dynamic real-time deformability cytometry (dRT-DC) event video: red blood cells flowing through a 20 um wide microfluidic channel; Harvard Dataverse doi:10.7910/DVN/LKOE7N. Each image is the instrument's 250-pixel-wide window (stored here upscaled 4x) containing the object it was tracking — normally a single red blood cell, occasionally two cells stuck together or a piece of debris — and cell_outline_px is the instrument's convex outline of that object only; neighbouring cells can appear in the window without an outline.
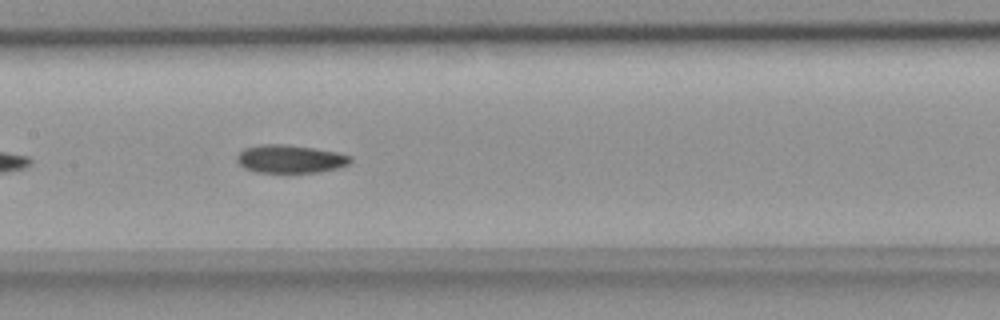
{"species": "common noctule bat (a hibernating species)", "species_latin": "Nyctalus noctula", "temperature_condition": "room temperature", "stored_images_in_passage": 39, "segment_of_instrument_passage": [1, 2], "camera_frame_rate_fps": 3000, "um_per_image_px": 0.085, "animal": {"sex": "female", "body_mass_g": 18.4}, "frame": {"image": 1, "passage_image": 11, "time_ms": 3.333, "image_size_px": [1000, 320], "cell_outline_px": [[352, 160], [348, 164], [340, 168], [320, 172], [256, 172], [244, 168], [236, 160], [236, 156], [244, 148], [260, 144], [284, 144], [312, 148], [336, 152], [352, 156]], "centroid_in_image_um": [24.67, 13.51], "position_along_channel_um": 182.7, "area_um2": 18.61}}
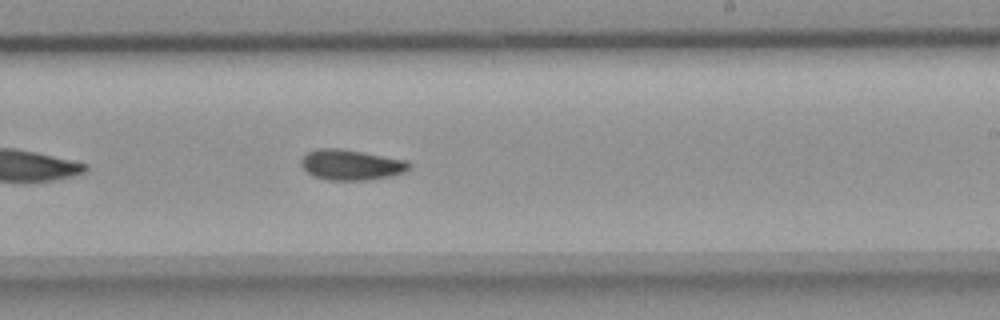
{"frame": {"image": 2, "passage_image": 17, "time_ms": 5.333, "image_size_px": [1000, 320], "cell_outline_px": [[412, 168], [404, 172], [388, 176], [368, 180], [328, 180], [312, 176], [300, 164], [300, 160], [308, 152], [316, 148], [340, 148], [408, 160], [412, 164]], "centroid_in_image_um": [29.86, 14.0], "position_along_channel_um": 259.1, "area_um2": 19.31}}
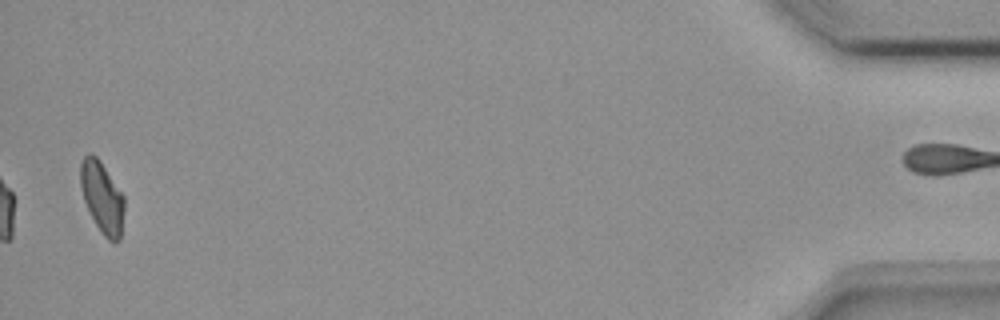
{"frame": {"image": 3, "passage_image": 37, "time_ms": 12.0, "image_size_px": [1000, 320], "cell_outline_px": [[124, 212], [120, 240], [116, 244], [108, 240], [104, 236], [96, 224], [84, 200], [80, 184], [80, 164], [84, 156], [88, 152], [92, 152], [100, 160], [124, 196]], "centroid_in_image_um": [8.69, 16.77], "position_along_channel_um": 426.5, "area_um2": 18.26}}